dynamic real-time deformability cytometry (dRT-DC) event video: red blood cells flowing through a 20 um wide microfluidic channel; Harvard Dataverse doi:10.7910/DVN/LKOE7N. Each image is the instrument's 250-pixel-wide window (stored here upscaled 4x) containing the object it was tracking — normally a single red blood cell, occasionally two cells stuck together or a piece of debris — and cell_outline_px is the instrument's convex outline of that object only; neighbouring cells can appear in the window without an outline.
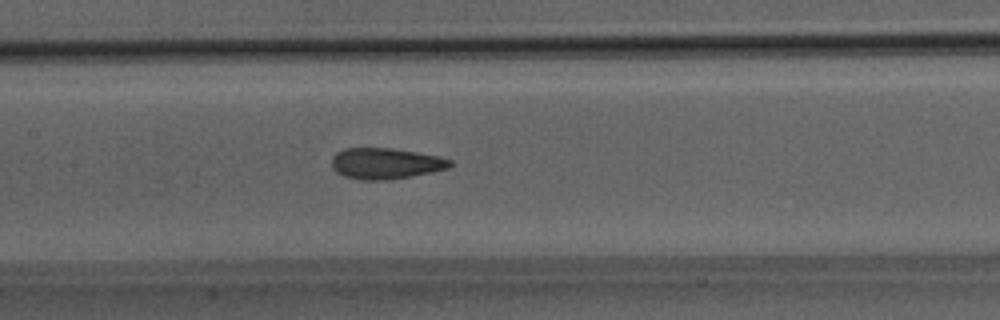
{"species": "Egyptian fruit bat (a non-hibernating species)", "species_latin": "Rousettus aegyptiacus", "temperature_condition": "room temperature", "stored_images_in_passage": 22, "camera_frame_rate_fps": 3000, "um_per_image_px": 0.085, "animal": {"sex": "male"}, "frame": {"image": 1, "passage_image": 15, "time_ms": 4.667, "image_size_px": [1000, 320], "cell_outline_px": [[452, 164], [448, 168], [432, 172], [412, 176], [388, 180], [360, 180], [344, 176], [336, 172], [332, 168], [332, 156], [336, 152], [344, 148], [392, 148], [440, 156], [452, 160]], "centroid_in_image_um": [32.76, 13.89], "position_along_channel_um": 174.6, "area_um2": 21.56}}